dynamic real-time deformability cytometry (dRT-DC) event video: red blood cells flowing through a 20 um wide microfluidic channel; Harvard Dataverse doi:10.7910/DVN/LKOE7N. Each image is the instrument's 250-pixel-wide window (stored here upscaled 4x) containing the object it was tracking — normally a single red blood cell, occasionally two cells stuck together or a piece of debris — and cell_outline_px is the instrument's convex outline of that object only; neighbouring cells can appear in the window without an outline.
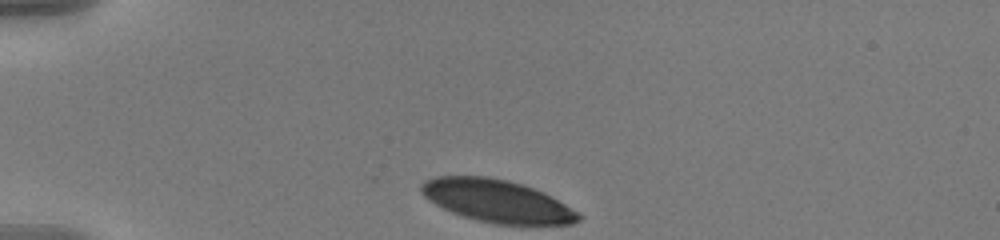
{"species": "human", "species_latin": "Homo sapiens", "temperature_condition": "warm", "stored_images_in_passage": 37, "camera_frame_rate_fps": 3000, "um_per_image_px": 0.085, "donor": {"sex": "male"}, "frame": {"image": 1, "passage_image": 1, "time_ms": 0.0, "image_size_px": [1000, 240], "cell_outline_px": [[584, 216], [580, 220], [572, 224], [496, 224], [476, 220], [452, 212], [428, 200], [420, 192], [420, 184], [424, 180], [436, 176], [484, 176], [508, 180], [524, 184], [544, 192], [552, 196], [580, 212]], "centroid_in_image_um": [42.27, 17.07], "position_along_channel_um": 42.7, "area_um2": 39.25}}
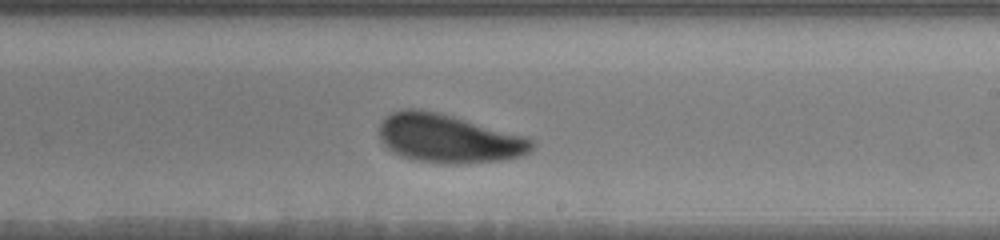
{"frame": {"image": 2, "passage_image": 22, "time_ms": 7.0, "image_size_px": [1000, 240], "cell_outline_px": [[536, 144], [528, 152], [520, 156], [500, 160], [460, 164], [440, 164], [416, 160], [400, 156], [388, 148], [384, 144], [380, 136], [380, 124], [392, 112], [404, 108], [416, 108], [440, 112], [528, 136]], "centroid_in_image_um": [38.16, 11.77], "position_along_channel_um": 250.8, "area_um2": 43.47}}
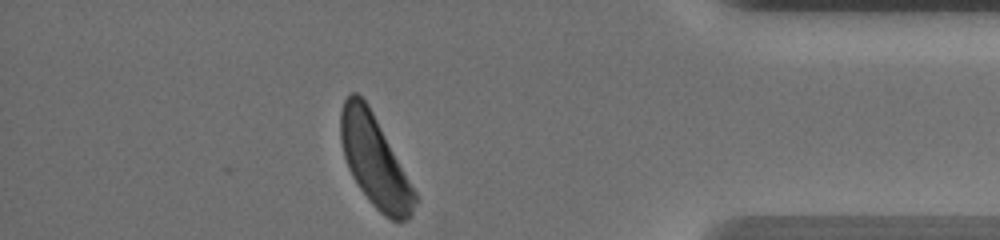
{"frame": {"image": 3, "passage_image": 37, "time_ms": 12.0, "image_size_px": [1000, 240], "cell_outline_px": [[420, 200], [412, 216], [408, 220], [392, 220], [384, 216], [368, 200], [352, 176], [348, 168], [344, 156], [340, 140], [340, 112], [344, 100], [352, 92], [356, 92], [368, 104], [420, 196]], "centroid_in_image_um": [31.9, 13.73], "position_along_channel_um": 403.3, "area_um2": 39.94}, "authors_computed_cell_mechanics": {"area_um2": 41.8472, "velocity_mm_per_s": 3.5887, "shape_relaxation_time_tau1_ms": 2.6323, "shape_relaxation_time_tau2_ms": 4.2631, "deformation_change_tau1": 0.1267, "deformation_change_tau2": 0.1196}}